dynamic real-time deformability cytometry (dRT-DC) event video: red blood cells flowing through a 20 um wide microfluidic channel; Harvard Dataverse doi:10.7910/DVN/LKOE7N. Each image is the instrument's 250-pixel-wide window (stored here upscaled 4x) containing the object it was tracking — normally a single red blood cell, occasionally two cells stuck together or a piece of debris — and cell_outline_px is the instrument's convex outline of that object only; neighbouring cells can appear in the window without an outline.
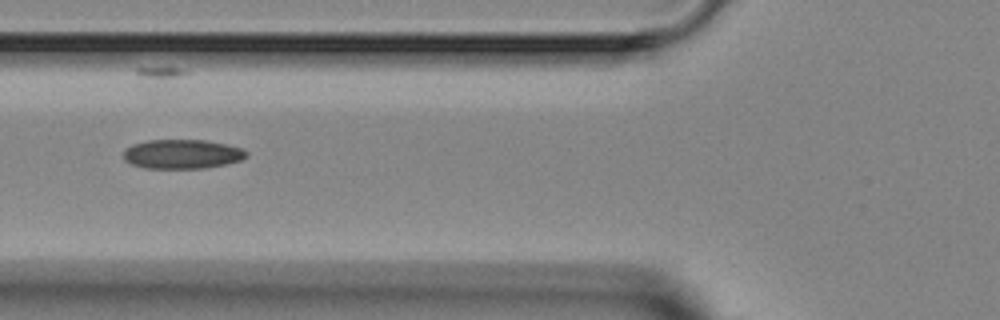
{"species": "Egyptian fruit bat (a non-hibernating species)", "species_latin": "Rousettus aegyptiacus", "temperature_condition": "room temperature", "stored_images_in_passage": 5, "camera_frame_rate_fps": 3000, "um_per_image_px": 0.085, "animal": {"sex": "female"}, "frame": {"image": 1, "passage_image": 2, "time_ms": 1.0, "image_size_px": [1000, 320], "cell_outline_px": [[248, 156], [240, 160], [224, 164], [204, 168], [144, 168], [132, 164], [124, 160], [124, 152], [132, 144], [148, 140], [208, 140], [228, 144], [240, 148], [248, 152]], "centroid_in_image_um": [15.5, 13.09], "position_along_channel_um": 110.3, "area_um2": 20.92}}
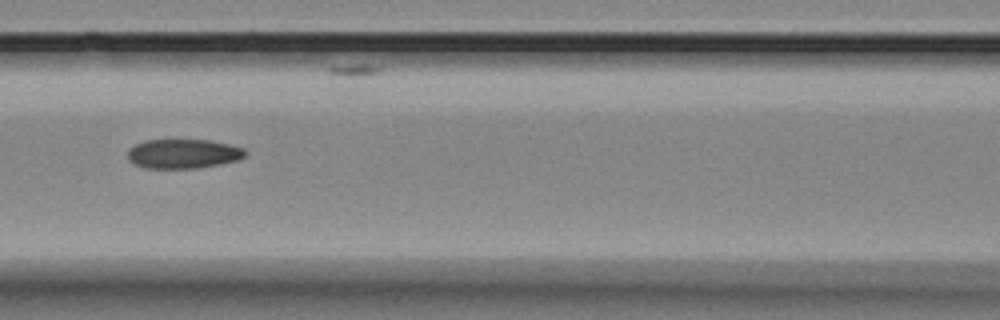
{"frame": {"image": 2, "passage_image": 3, "time_ms": 2.0, "image_size_px": [1000, 320], "cell_outline_px": [[248, 152], [244, 156], [236, 160], [220, 164], [196, 168], [144, 168], [128, 160], [128, 148], [144, 140], [208, 140], [228, 144], [244, 148]], "centroid_in_image_um": [15.56, 13.06], "position_along_channel_um": 151.0, "area_um2": 20.06}}